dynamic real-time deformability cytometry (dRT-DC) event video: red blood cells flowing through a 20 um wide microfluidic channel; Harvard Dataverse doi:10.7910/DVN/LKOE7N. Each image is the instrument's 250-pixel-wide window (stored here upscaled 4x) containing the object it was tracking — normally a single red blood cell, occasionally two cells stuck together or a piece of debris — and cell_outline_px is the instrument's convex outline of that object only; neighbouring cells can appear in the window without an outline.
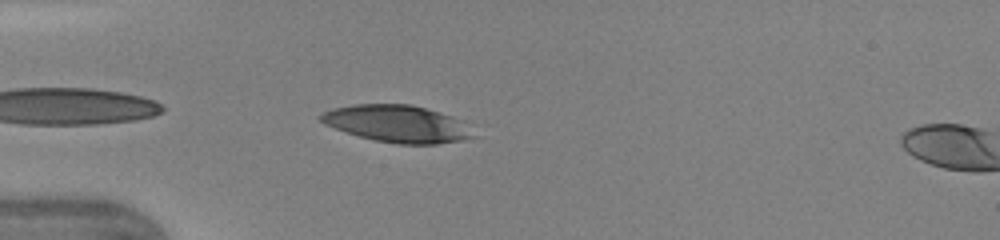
{"species": "human", "species_latin": "Homo sapiens", "temperature_condition": "warm", "stored_images_in_passage": 4, "camera_frame_rate_fps": 3000, "um_per_image_px": 0.085, "donor": {"sex": "female"}, "frame": {"image": 1, "passage_image": 2, "time_ms": 0.333, "image_size_px": [1000, 240], "cell_outline_px": [[480, 136], [460, 140], [436, 144], [396, 144], [376, 140], [360, 136], [324, 124], [316, 116], [332, 108], [352, 104], [408, 104], [440, 112], [452, 116]], "centroid_in_image_um": [33.75, 10.52], "position_along_channel_um": 51.2, "area_um2": 32.71}}